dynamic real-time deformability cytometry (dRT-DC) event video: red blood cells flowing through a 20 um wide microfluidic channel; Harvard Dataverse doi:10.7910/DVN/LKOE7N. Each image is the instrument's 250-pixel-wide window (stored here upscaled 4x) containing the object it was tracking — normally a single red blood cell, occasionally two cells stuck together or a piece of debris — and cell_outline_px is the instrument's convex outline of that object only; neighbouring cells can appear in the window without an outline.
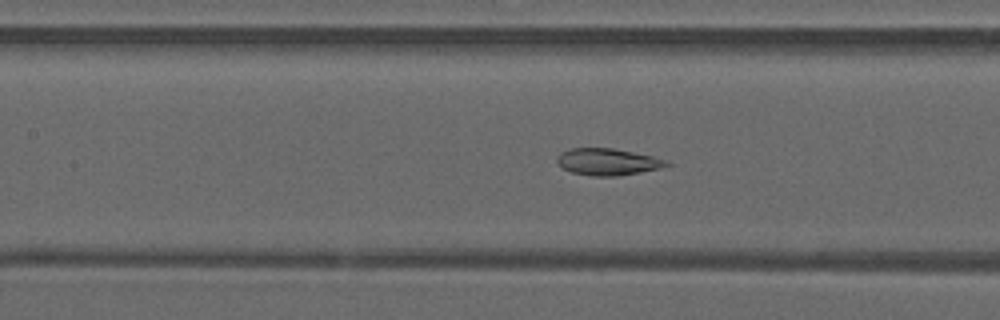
{"species": "common noctule bat (a hibernating species)", "species_latin": "Nyctalus noctula", "temperature_condition": "warm", "stored_images_in_passage": 37, "camera_frame_rate_fps": 3000, "um_per_image_px": 0.085, "animal": {"sex": "male", "forearm_length_mm": 52.5}, "frame": {"image": 1, "passage_image": 10, "time_ms": 3.0, "image_size_px": [1000, 320], "cell_outline_px": [[672, 164], [660, 168], [616, 176], [592, 176], [572, 172], [564, 168], [556, 160], [556, 156], [560, 152], [568, 148], [612, 148], [652, 156], [664, 160]], "centroid_in_image_um": [51.6, 13.74], "position_along_channel_um": 155.8, "area_um2": 16.88}}
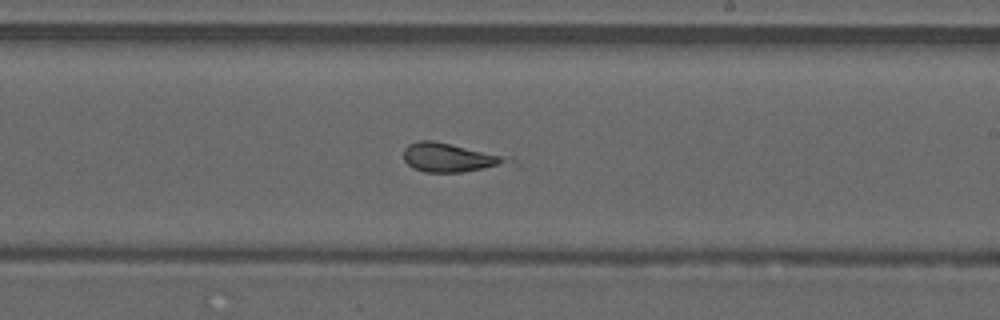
{"frame": {"image": 2, "passage_image": 17, "time_ms": 5.333, "image_size_px": [1000, 320], "cell_outline_px": [[504, 160], [496, 164], [464, 172], [424, 172], [412, 168], [404, 160], [404, 148], [408, 144], [416, 140], [432, 140], [500, 156]], "centroid_in_image_um": [37.9, 13.38], "position_along_channel_um": 251.1, "area_um2": 16.24}}
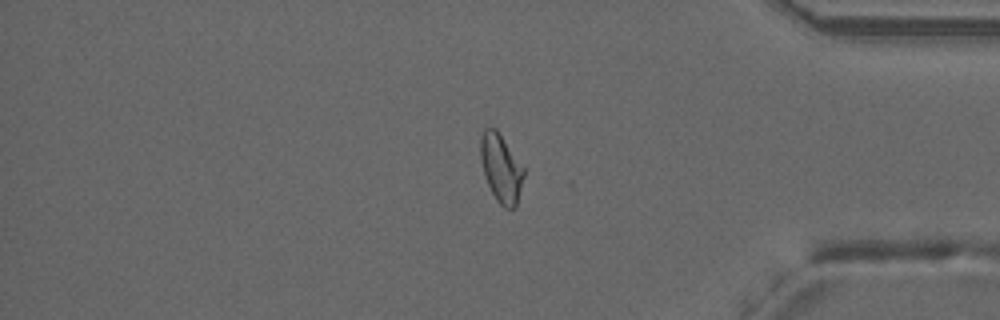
{"frame": {"image": 3, "passage_image": 29, "time_ms": 9.333, "image_size_px": [1000, 320], "cell_outline_px": [[524, 176], [516, 204], [512, 208], [504, 208], [496, 200], [488, 184], [480, 160], [480, 136], [484, 128], [496, 128], [524, 168]], "centroid_in_image_um": [42.57, 14.27], "position_along_channel_um": 392.6, "area_um2": 16.94}, "authors_computed_cell_mechanics": {"area_um2": 17.5712, "velocity_mm_per_s": 4.1005, "shape_relaxation_time_tau1_ms": null, "shape_relaxation_time_tau2_ms": 1.3788, "deformation_change_tau1": null, "deformation_change_tau2": 0.1008}}